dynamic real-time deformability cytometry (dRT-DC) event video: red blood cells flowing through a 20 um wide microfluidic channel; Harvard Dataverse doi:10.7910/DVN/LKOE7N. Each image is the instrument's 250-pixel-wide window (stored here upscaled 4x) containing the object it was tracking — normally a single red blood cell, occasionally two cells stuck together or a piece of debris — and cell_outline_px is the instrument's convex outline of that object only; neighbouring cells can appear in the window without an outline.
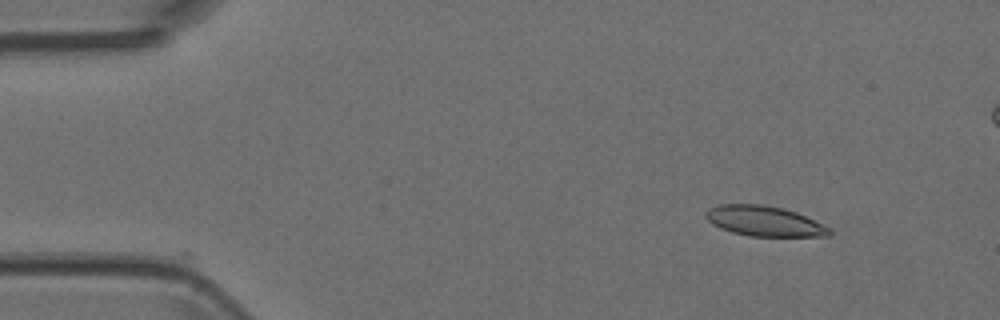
{"species": "Egyptian fruit bat (a non-hibernating species)", "species_latin": "Rousettus aegyptiacus", "temperature_condition": "room temperature", "stored_images_in_passage": 15, "camera_frame_rate_fps": 3000, "um_per_image_px": 0.085, "animal": {"sex": "female"}, "frame": {"image": 1, "passage_image": 2, "time_ms": 0.333, "image_size_px": [1000, 320], "cell_outline_px": [[832, 236], [748, 236], [732, 232], [720, 228], [712, 224], [704, 216], [704, 212], [708, 208], [720, 204], [764, 204], [784, 208], [796, 212], [832, 228]], "centroid_in_image_um": [64.96, 18.79], "position_along_channel_um": 20.0, "area_um2": 22.02}}
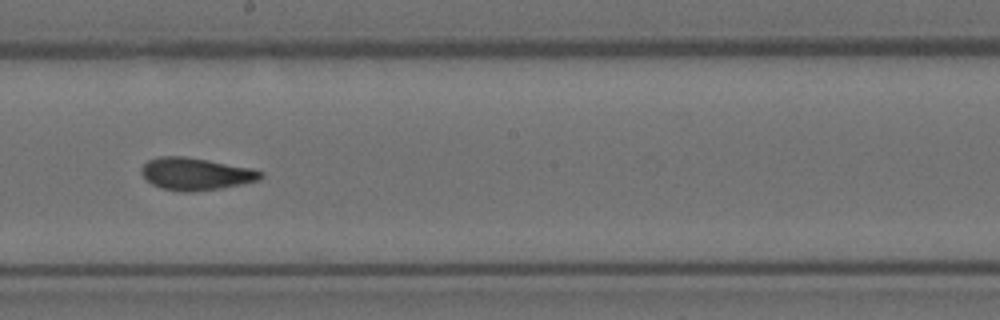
{"frame": {"image": 2, "passage_image": 8, "time_ms": 2.333, "image_size_px": [1000, 320], "cell_outline_px": [[264, 176], [260, 180], [220, 188], [192, 192], [180, 192], [160, 188], [152, 184], [140, 172], [140, 168], [148, 160], [160, 156], [184, 156], [208, 160], [252, 168], [264, 172]], "centroid_in_image_um": [16.64, 14.78], "position_along_channel_um": 231.6, "area_um2": 22.54}}
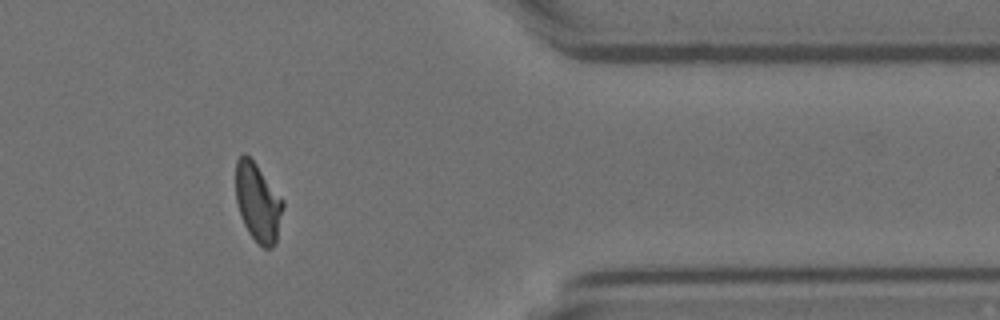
{"frame": {"image": 3, "passage_image": 12, "time_ms": 3.667, "image_size_px": [1000, 320], "cell_outline_px": [[284, 208], [276, 244], [272, 248], [264, 248], [248, 232], [240, 216], [236, 200], [236, 160], [244, 152], [256, 164], [284, 200]], "centroid_in_image_um": [21.94, 17.22], "position_along_channel_um": 389.5, "area_um2": 21.68}}